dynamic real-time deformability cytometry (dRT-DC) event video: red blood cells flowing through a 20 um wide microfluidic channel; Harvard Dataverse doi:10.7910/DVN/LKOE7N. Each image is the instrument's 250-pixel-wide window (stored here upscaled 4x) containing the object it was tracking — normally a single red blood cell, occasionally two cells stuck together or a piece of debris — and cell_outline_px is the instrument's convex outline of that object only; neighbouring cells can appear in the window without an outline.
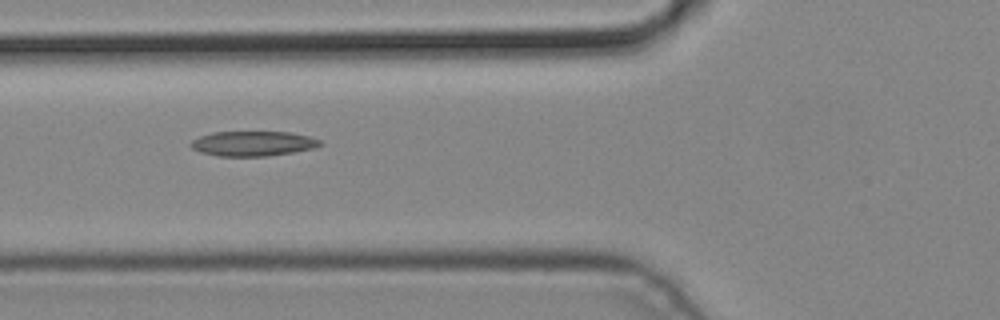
{"species": "common noctule bat (a hibernating species)", "species_latin": "Nyctalus noctula", "temperature_condition": "cold", "stored_images_in_passage": 5, "camera_frame_rate_fps": 3000, "um_per_image_px": 0.085, "animal": {"sex": "male", "body_mass_g": 19.2, "forearm_length_mm": 51.8}, "frame": {"image": 1, "passage_image": 5, "time_ms": 1.333, "image_size_px": [1000, 320], "cell_outline_px": [[324, 144], [312, 148], [292, 152], [268, 156], [220, 156], [200, 152], [192, 148], [188, 144], [192, 140], [200, 136], [212, 132], [292, 132], [308, 136], [320, 140]], "centroid_in_image_um": [21.48, 12.2], "position_along_channel_um": 104.3, "area_um2": 18.73}}